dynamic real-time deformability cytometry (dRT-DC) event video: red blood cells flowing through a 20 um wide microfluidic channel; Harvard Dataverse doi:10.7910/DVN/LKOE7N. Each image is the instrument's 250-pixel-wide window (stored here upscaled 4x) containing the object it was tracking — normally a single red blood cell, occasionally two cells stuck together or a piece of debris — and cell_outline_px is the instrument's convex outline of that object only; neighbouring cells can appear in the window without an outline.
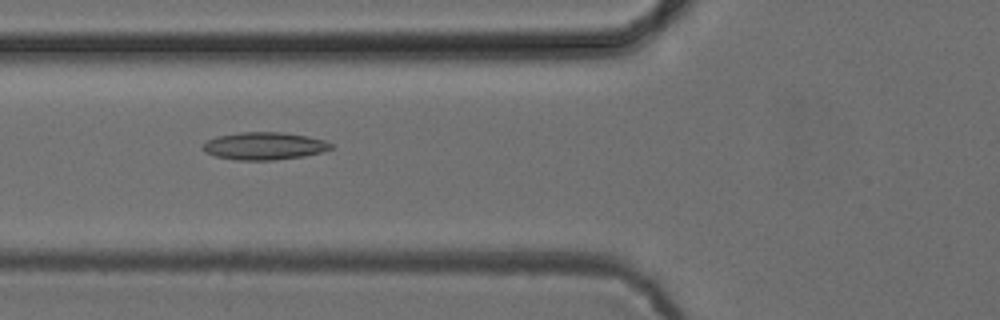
{"species": "common noctule bat (a hibernating species)", "species_latin": "Nyctalus noctula", "temperature_condition": "cold", "stored_images_in_passage": 54, "segment_of_instrument_passage": [1, 2], "camera_frame_rate_fps": 3000, "um_per_image_px": 0.085, "animal": {"sex": "female", "body_mass_g": 24.6, "forearm_length_mm": 56.2}, "frame": {"image": 1, "passage_image": 20, "time_ms": 6.333, "image_size_px": [1000, 320], "cell_outline_px": [[332, 148], [320, 152], [304, 156], [272, 160], [236, 160], [216, 156], [204, 152], [204, 144], [208, 140], [216, 136], [240, 132], [284, 132], [308, 136], [324, 140], [332, 144]], "centroid_in_image_um": [22.46, 12.4], "position_along_channel_um": 103.3, "area_um2": 20.46}}
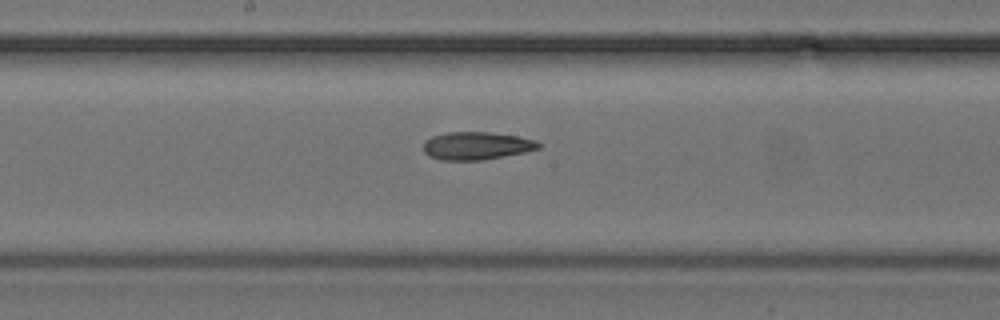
{"frame": {"image": 2, "passage_image": 28, "time_ms": 9.0, "image_size_px": [1000, 320], "cell_outline_px": [[540, 148], [524, 152], [484, 160], [440, 160], [428, 156], [424, 152], [424, 140], [432, 136], [448, 132], [488, 132], [516, 136], [536, 140], [540, 144]], "centroid_in_image_um": [40.47, 12.39], "position_along_channel_um": 207.7, "area_um2": 18.67}}
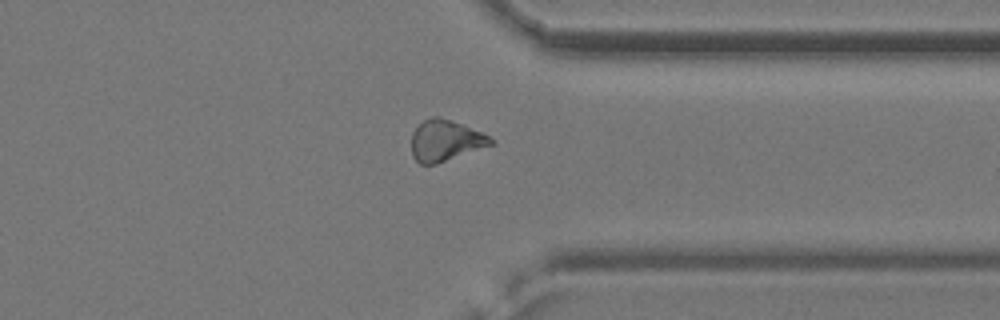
{"frame": {"image": 3, "passage_image": 41, "time_ms": 13.333, "image_size_px": [1000, 320], "cell_outline_px": [[496, 144], [436, 164], [420, 164], [412, 156], [412, 132], [424, 120], [432, 116], [440, 116], [464, 124], [496, 140]], "centroid_in_image_um": [37.89, 11.94], "position_along_channel_um": 373.5, "area_um2": 19.19}}